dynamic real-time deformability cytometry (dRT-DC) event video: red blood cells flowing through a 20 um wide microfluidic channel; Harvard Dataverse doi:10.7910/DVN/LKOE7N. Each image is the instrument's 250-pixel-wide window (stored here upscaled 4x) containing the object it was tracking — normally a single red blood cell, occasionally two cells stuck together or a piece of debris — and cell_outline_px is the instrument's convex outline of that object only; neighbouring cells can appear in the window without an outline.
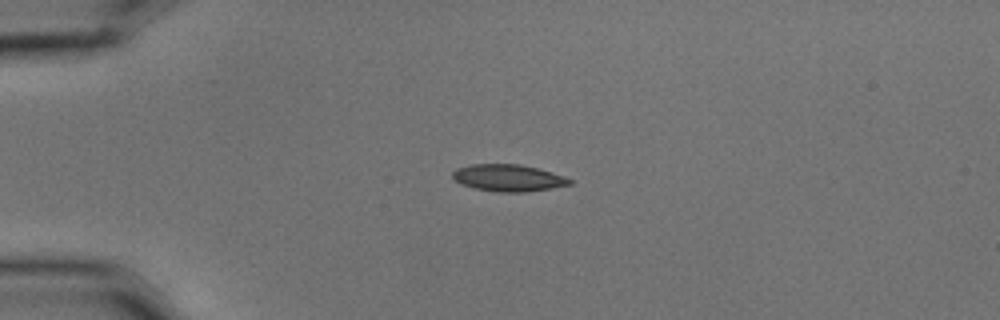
{"species": "common noctule bat (a hibernating species)", "species_latin": "Nyctalus noctula", "temperature_condition": "cold", "stored_images_in_passage": 2, "camera_frame_rate_fps": 3000, "um_per_image_px": 0.085, "animal": {"sex": "male", "body_mass_g": 15.6}, "frame": {"image": 1, "passage_image": 1, "time_ms": 0.0, "image_size_px": [1000, 320], "cell_outline_px": [[572, 184], [524, 192], [500, 192], [476, 188], [460, 184], [452, 176], [452, 172], [456, 168], [472, 164], [520, 164], [536, 168], [564, 176], [572, 180]], "centroid_in_image_um": [43.17, 15.11], "position_along_channel_um": 41.8, "area_um2": 18.09}}